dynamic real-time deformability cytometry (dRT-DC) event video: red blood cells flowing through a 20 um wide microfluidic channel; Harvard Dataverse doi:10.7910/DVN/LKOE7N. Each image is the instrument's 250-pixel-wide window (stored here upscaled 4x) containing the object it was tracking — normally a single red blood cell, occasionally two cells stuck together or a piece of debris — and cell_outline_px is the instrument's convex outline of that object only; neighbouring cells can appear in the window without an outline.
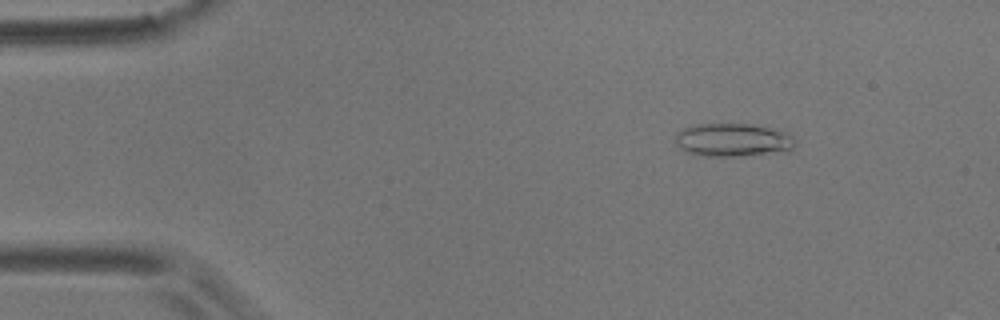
{"species": "common noctule bat (a hibernating species)", "species_latin": "Nyctalus noctula", "temperature_condition": "room temperature", "stored_images_in_passage": 54, "camera_frame_rate_fps": 3000, "um_per_image_px": 0.085, "animal": {"sex": "male", "body_mass_g": 17.9}, "frame": {"image": 1, "passage_image": 8, "time_ms": 2.333, "image_size_px": [1000, 320], "cell_outline_px": [[796, 144], [788, 152], [744, 156], [700, 156], [684, 152], [676, 144], [676, 132], [692, 124], [748, 124], [768, 128], [784, 132], [792, 136], [796, 140]], "centroid_in_image_um": [62.28, 11.92], "position_along_channel_um": 22.7, "area_um2": 23.52}}
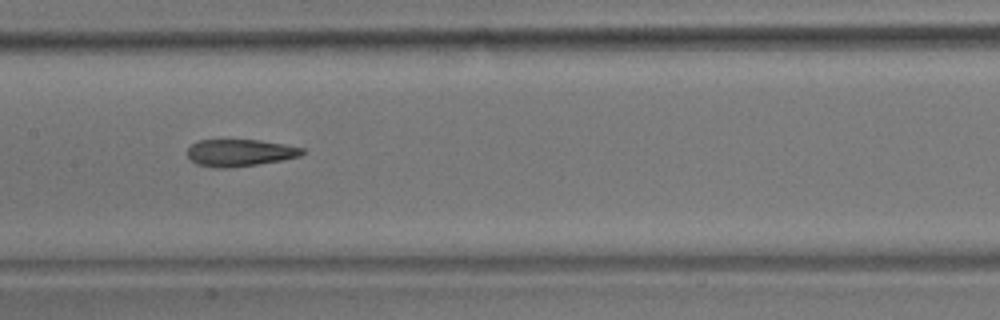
{"frame": {"image": 2, "passage_image": 28, "time_ms": 9.0, "image_size_px": [1000, 320], "cell_outline_px": [[308, 152], [300, 156], [284, 160], [228, 168], [216, 168], [196, 164], [188, 156], [188, 148], [192, 144], [200, 140], [260, 140], [284, 144], [304, 148]], "centroid_in_image_um": [20.44, 12.98], "position_along_channel_um": 187.0, "area_um2": 18.15}}
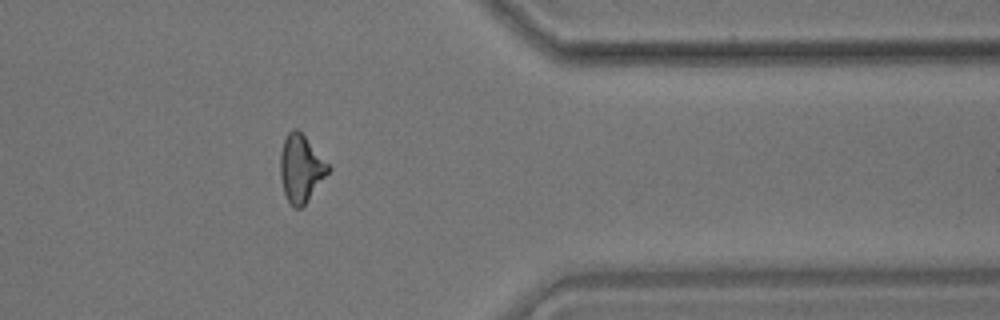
{"frame": {"image": 3, "passage_image": 46, "time_ms": 15.0, "image_size_px": [1000, 320], "cell_outline_px": [[332, 168], [304, 204], [300, 208], [292, 208], [284, 192], [280, 176], [280, 156], [284, 140], [288, 132], [292, 128], [296, 128], [304, 136]], "centroid_in_image_um": [25.56, 14.32], "position_along_channel_um": 385.8, "area_um2": 18.44}, "authors_computed_cell_mechanics": {"area_um2": 18.9873, "velocity_mm_per_s": 3.5592, "shape_relaxation_time_tau1_ms": 6.8693, "shape_relaxation_time_tau2_ms": 3.254, "deformation_change_tau1": 0.1831, "deformation_change_tau2": 0.136}}